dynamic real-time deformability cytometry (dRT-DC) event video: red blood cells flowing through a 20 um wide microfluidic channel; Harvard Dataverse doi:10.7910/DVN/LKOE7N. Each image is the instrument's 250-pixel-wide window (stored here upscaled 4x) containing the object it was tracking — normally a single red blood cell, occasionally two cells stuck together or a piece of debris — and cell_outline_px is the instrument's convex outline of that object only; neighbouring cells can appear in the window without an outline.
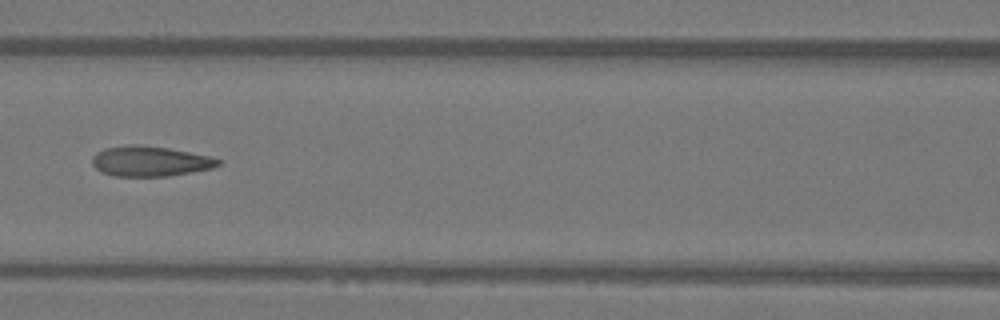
{"species": "Egyptian fruit bat (a non-hibernating species)", "species_latin": "Rousettus aegyptiacus", "temperature_condition": "warm", "stored_images_in_passage": 16, "camera_frame_rate_fps": 3000, "um_per_image_px": 0.085, "animal": {"sex": "female"}, "frame": {"image": 1, "passage_image": 7, "time_ms": 2.0, "image_size_px": [1000, 320], "cell_outline_px": [[220, 164], [212, 168], [168, 176], [112, 176], [100, 172], [92, 164], [92, 156], [96, 152], [104, 148], [128, 144], [136, 144], [168, 148], [212, 156], [220, 160]], "centroid_in_image_um": [12.72, 13.7], "position_along_channel_um": 153.9, "area_um2": 22.31}}
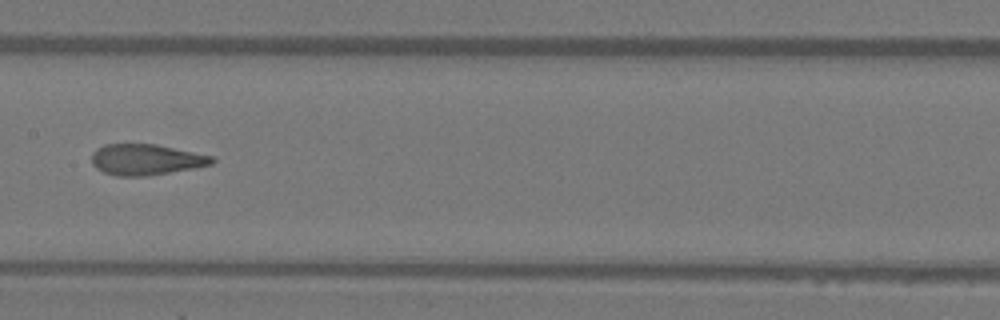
{"frame": {"image": 2, "passage_image": 10, "time_ms": 3.0, "image_size_px": [1000, 320], "cell_outline_px": [[216, 160], [212, 164], [192, 168], [148, 176], [116, 176], [104, 172], [96, 168], [92, 164], [92, 152], [96, 148], [104, 144], [156, 144], [212, 156]], "centroid_in_image_um": [12.37, 13.56], "position_along_channel_um": 195.0, "area_um2": 21.62}}